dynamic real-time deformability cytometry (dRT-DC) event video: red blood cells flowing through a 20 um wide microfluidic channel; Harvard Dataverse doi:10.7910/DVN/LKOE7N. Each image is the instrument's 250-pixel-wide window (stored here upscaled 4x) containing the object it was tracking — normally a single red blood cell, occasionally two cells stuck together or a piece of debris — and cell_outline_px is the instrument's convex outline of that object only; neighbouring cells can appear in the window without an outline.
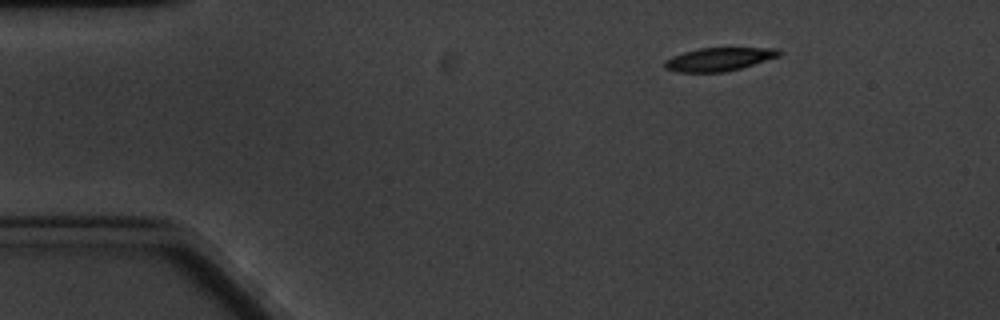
{"species": "common noctule bat (a hibernating species)", "species_latin": "Nyctalus noctula", "temperature_condition": "cold", "stored_images_in_passage": 2, "segment_of_instrument_passage": [1, 2], "camera_frame_rate_fps": 3000, "um_per_image_px": 0.085, "animal": {"sex": "male", "body_mass_g": 20.1, "forearm_length_mm": 53.5}, "frame": {"image": 1, "passage_image": 1, "time_ms": 0.0, "image_size_px": [1000, 320], "cell_outline_px": [[780, 56], [740, 68], [724, 72], [676, 72], [664, 68], [664, 60], [672, 56], [684, 52], [700, 48], [780, 48]], "centroid_in_image_um": [61.08, 5.04], "position_along_channel_um": 23.9, "area_um2": 15.49}}